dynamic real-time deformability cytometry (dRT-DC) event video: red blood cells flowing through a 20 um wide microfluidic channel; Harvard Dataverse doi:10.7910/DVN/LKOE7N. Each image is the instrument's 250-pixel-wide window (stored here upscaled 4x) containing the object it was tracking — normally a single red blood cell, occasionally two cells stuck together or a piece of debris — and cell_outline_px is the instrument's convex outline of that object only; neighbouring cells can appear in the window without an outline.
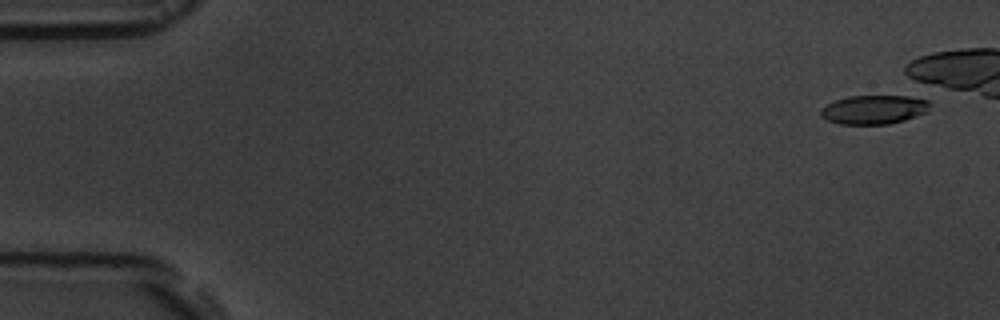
{"species": "common noctule bat (a hibernating species)", "species_latin": "Nyctalus noctula", "temperature_condition": "room temperature", "stored_images_in_passage": 1, "camera_frame_rate_fps": 3000, "um_per_image_px": 0.085, "animal": {"sex": "male", "body_mass_g": 19.5, "forearm_length_mm": 54.6}, "frame": {"image": 1, "passage_image": 1, "time_ms": 0.0, "image_size_px": [1000, 320], "cell_outline_px": [[928, 112], [904, 120], [888, 124], [840, 124], [828, 120], [820, 116], [820, 108], [836, 100], [848, 96], [920, 96], [928, 100]], "centroid_in_image_um": [74.3, 9.31], "position_along_channel_um": 10.7, "area_um2": 18.5}}